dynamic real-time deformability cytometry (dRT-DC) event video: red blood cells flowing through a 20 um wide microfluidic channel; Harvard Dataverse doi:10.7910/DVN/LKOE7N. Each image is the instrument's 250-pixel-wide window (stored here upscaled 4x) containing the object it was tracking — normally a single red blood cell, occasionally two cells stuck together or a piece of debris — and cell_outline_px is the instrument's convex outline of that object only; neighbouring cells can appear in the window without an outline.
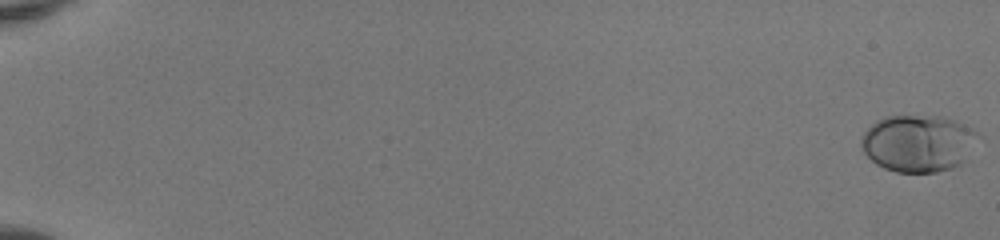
{"species": "human", "species_latin": "Homo sapiens", "temperature_condition": "room temperature", "stored_images_in_passage": 34, "camera_frame_rate_fps": 3000, "um_per_image_px": 0.085, "donor": {"sex": "female"}, "frame": {"image": 1, "passage_image": 1, "time_ms": 0.0, "image_size_px": [1000, 240], "cell_outline_px": [[976, 132], [964, 160], [960, 164], [952, 168], [936, 172], [896, 172], [884, 168], [876, 164], [864, 152], [860, 144], [860, 136], [876, 120], [888, 116], [940, 116], [956, 120], [972, 128]], "centroid_in_image_um": [77.96, 12.17], "position_along_channel_um": 7.0, "area_um2": 38.26}}
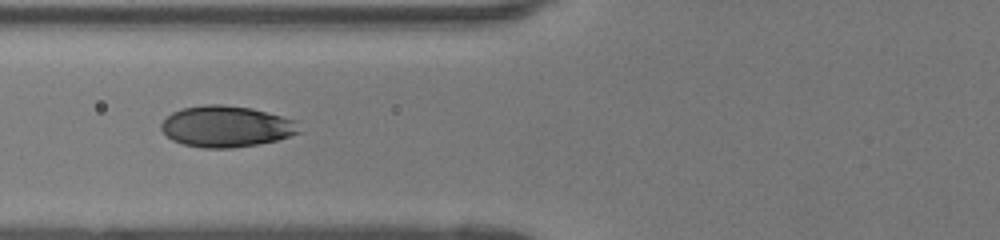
{"frame": {"image": 2, "passage_image": 24, "time_ms": 7.667, "image_size_px": [1000, 240], "cell_outline_px": [[300, 132], [276, 140], [260, 144], [232, 148], [204, 148], [184, 144], [172, 140], [160, 128], [160, 124], [172, 112], [180, 108], [204, 104], [220, 104], [252, 108], [296, 120]], "centroid_in_image_um": [19.21, 10.74], "position_along_channel_um": 106.6, "area_um2": 33.12}}
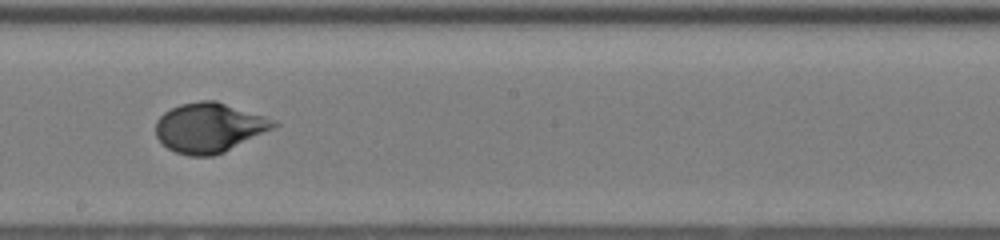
{"frame": {"image": 3, "passage_image": 33, "time_ms": 10.667, "image_size_px": [1000, 240], "cell_outline_px": [[280, 124], [224, 152], [212, 156], [188, 156], [176, 152], [168, 148], [156, 136], [156, 120], [164, 112], [180, 104], [200, 100], [216, 100], [276, 120]], "centroid_in_image_um": [17.76, 10.84], "position_along_channel_um": 230.4, "area_um2": 33.87}}